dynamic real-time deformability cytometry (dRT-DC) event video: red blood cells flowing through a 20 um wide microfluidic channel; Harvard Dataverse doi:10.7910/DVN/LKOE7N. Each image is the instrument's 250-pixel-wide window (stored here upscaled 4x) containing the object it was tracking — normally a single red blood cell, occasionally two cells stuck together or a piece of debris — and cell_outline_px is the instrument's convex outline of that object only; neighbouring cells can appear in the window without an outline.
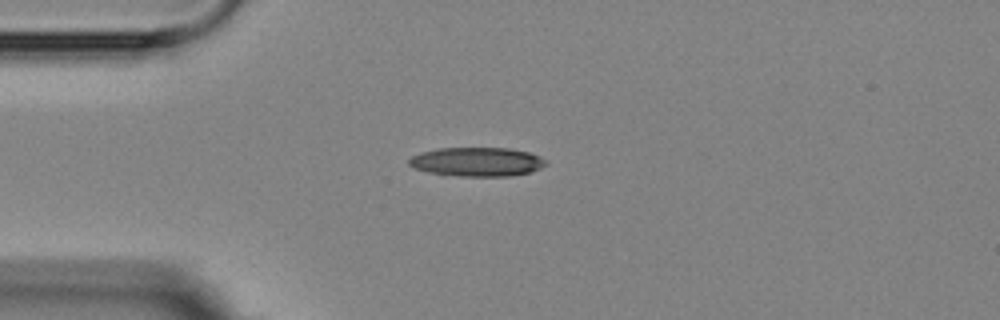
{"species": "Egyptian fruit bat (a non-hibernating species)", "species_latin": "Rousettus aegyptiacus", "temperature_condition": "room temperature", "stored_images_in_passage": 2, "camera_frame_rate_fps": 3000, "um_per_image_px": 0.085, "animal": {"sex": "female"}, "frame": {"image": 1, "passage_image": 1, "time_ms": 0.0, "image_size_px": [1000, 320], "cell_outline_px": [[548, 164], [532, 172], [512, 176], [460, 176], [432, 172], [416, 168], [408, 164], [408, 160], [412, 156], [420, 152], [436, 148], [508, 148], [528, 152], [540, 156], [548, 160]], "centroid_in_image_um": [40.6, 13.75], "position_along_channel_um": 44.4, "area_um2": 23.18}}